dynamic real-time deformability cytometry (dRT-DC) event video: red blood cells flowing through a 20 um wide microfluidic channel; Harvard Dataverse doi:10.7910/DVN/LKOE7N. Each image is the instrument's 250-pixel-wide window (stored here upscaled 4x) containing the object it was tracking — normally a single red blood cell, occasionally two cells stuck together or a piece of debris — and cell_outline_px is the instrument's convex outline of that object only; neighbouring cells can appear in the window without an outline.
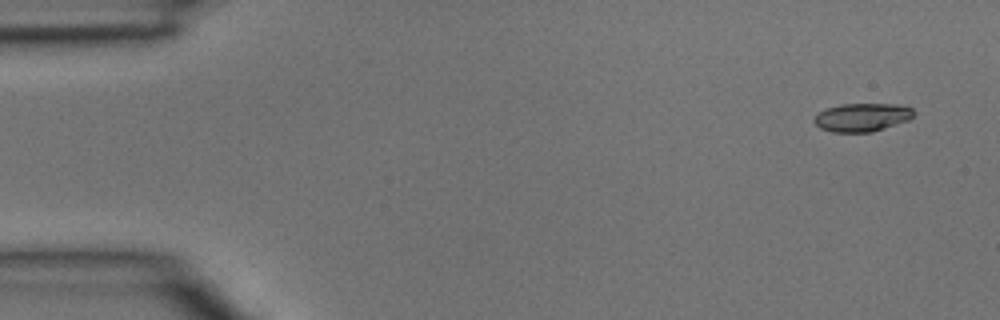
{"species": "common noctule bat (a hibernating species)", "species_latin": "Nyctalus noctula", "temperature_condition": "room temperature", "stored_images_in_passage": 4, "camera_frame_rate_fps": 3000, "um_per_image_px": 0.085, "animal": {"sex": "male", "body_mass_g": 15.6}, "frame": {"image": 1, "passage_image": 1, "time_ms": 0.0, "image_size_px": [1000, 320], "cell_outline_px": [[916, 112], [908, 120], [872, 132], [832, 132], [820, 128], [812, 120], [816, 112], [840, 104], [900, 104], [912, 108]], "centroid_in_image_um": [73.25, 9.96], "position_along_channel_um": 11.7, "area_um2": 16.53}}
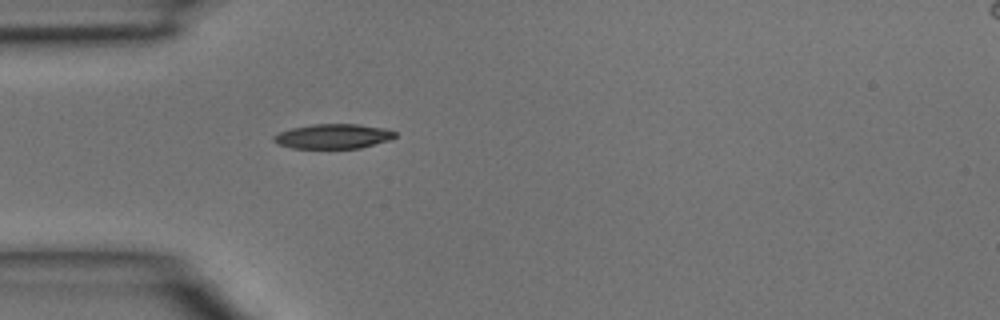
{"frame": {"image": 2, "passage_image": 4, "time_ms": 1.0, "image_size_px": [1000, 320], "cell_outline_px": [[396, 136], [392, 140], [360, 148], [292, 148], [276, 144], [272, 140], [272, 136], [280, 132], [292, 128], [312, 124], [356, 124], [384, 128], [396, 132]], "centroid_in_image_um": [28.32, 11.59], "position_along_channel_um": 56.7, "area_um2": 17.57}}